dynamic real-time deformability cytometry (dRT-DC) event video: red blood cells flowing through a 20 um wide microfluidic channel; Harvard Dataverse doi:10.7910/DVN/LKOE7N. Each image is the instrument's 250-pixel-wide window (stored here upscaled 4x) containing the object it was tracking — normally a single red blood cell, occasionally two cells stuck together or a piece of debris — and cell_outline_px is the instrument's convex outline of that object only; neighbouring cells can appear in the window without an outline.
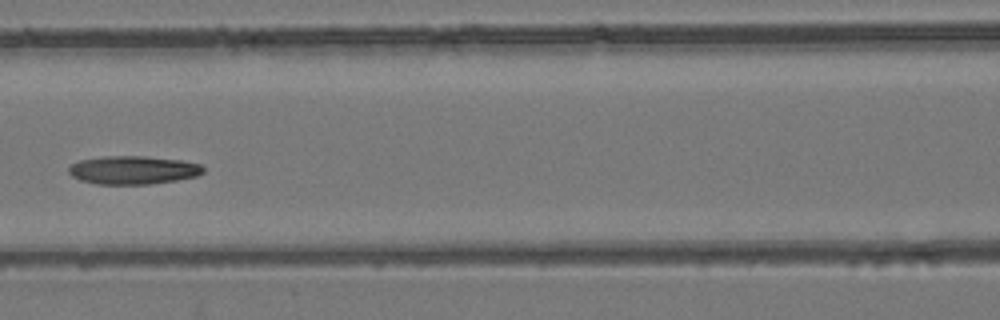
{"species": "common noctule bat (a hibernating species)", "species_latin": "Nyctalus noctula", "temperature_condition": "room temperature", "stored_images_in_passage": 6, "camera_frame_rate_fps": 3000, "um_per_image_px": 0.085, "animal": {"sex": "female", "body_mass_g": 24.6, "forearm_length_mm": 56.2}, "frame": {"image": 1, "passage_image": 6, "time_ms": 6.0, "image_size_px": [1000, 320], "cell_outline_px": [[204, 172], [196, 176], [176, 180], [152, 184], [96, 184], [80, 180], [72, 176], [68, 172], [68, 168], [72, 164], [80, 160], [104, 156], [144, 156], [180, 160], [200, 164], [204, 168]], "centroid_in_image_um": [11.3, 14.45], "position_along_channel_um": 155.3, "area_um2": 22.2}}